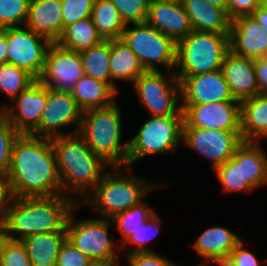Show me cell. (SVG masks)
<instances>
[{"label":"cell","instance_id":"obj_1","mask_svg":"<svg viewBox=\"0 0 267 266\" xmlns=\"http://www.w3.org/2000/svg\"><path fill=\"white\" fill-rule=\"evenodd\" d=\"M6 175L14 197L68 195L62 192L50 138L20 134Z\"/></svg>","mask_w":267,"mask_h":266},{"label":"cell","instance_id":"obj_2","mask_svg":"<svg viewBox=\"0 0 267 266\" xmlns=\"http://www.w3.org/2000/svg\"><path fill=\"white\" fill-rule=\"evenodd\" d=\"M74 196L14 197L3 221L5 238L21 241L34 234L66 231ZM19 234L17 237L16 235Z\"/></svg>","mask_w":267,"mask_h":266},{"label":"cell","instance_id":"obj_3","mask_svg":"<svg viewBox=\"0 0 267 266\" xmlns=\"http://www.w3.org/2000/svg\"><path fill=\"white\" fill-rule=\"evenodd\" d=\"M51 143L62 191L69 186L87 197L89 190L101 181L104 168L110 165L96 155L78 133L51 138Z\"/></svg>","mask_w":267,"mask_h":266},{"label":"cell","instance_id":"obj_4","mask_svg":"<svg viewBox=\"0 0 267 266\" xmlns=\"http://www.w3.org/2000/svg\"><path fill=\"white\" fill-rule=\"evenodd\" d=\"M121 112L114 102L83 111L78 134L111 167H128V142L121 144Z\"/></svg>","mask_w":267,"mask_h":266},{"label":"cell","instance_id":"obj_5","mask_svg":"<svg viewBox=\"0 0 267 266\" xmlns=\"http://www.w3.org/2000/svg\"><path fill=\"white\" fill-rule=\"evenodd\" d=\"M229 51V34L193 30L177 42L175 72L179 82L185 77L220 70Z\"/></svg>","mask_w":267,"mask_h":266},{"label":"cell","instance_id":"obj_6","mask_svg":"<svg viewBox=\"0 0 267 266\" xmlns=\"http://www.w3.org/2000/svg\"><path fill=\"white\" fill-rule=\"evenodd\" d=\"M112 171H104L101 181L93 189L92 197H85L80 203L91 205L102 218L111 219L114 215L129 210L142 202V199L150 190L160 189L159 186L146 184L143 179L121 174V169L128 167H110ZM121 168V169H120ZM120 173V174H119ZM104 216V217H103Z\"/></svg>","mask_w":267,"mask_h":266},{"label":"cell","instance_id":"obj_7","mask_svg":"<svg viewBox=\"0 0 267 266\" xmlns=\"http://www.w3.org/2000/svg\"><path fill=\"white\" fill-rule=\"evenodd\" d=\"M184 115L152 116L128 142V167L150 154H165L183 141Z\"/></svg>","mask_w":267,"mask_h":266},{"label":"cell","instance_id":"obj_8","mask_svg":"<svg viewBox=\"0 0 267 266\" xmlns=\"http://www.w3.org/2000/svg\"><path fill=\"white\" fill-rule=\"evenodd\" d=\"M125 27L121 39L136 54L146 71H159L158 64L168 70L176 66L177 43L147 22ZM156 64V65H155Z\"/></svg>","mask_w":267,"mask_h":266},{"label":"cell","instance_id":"obj_9","mask_svg":"<svg viewBox=\"0 0 267 266\" xmlns=\"http://www.w3.org/2000/svg\"><path fill=\"white\" fill-rule=\"evenodd\" d=\"M66 224V239L93 262L118 264L114 241L108 234L110 219L98 218L75 222L73 211Z\"/></svg>","mask_w":267,"mask_h":266},{"label":"cell","instance_id":"obj_10","mask_svg":"<svg viewBox=\"0 0 267 266\" xmlns=\"http://www.w3.org/2000/svg\"><path fill=\"white\" fill-rule=\"evenodd\" d=\"M166 79L159 71H146L132 84L152 116L183 115L179 100L181 86L175 73L169 72Z\"/></svg>","mask_w":267,"mask_h":266},{"label":"cell","instance_id":"obj_11","mask_svg":"<svg viewBox=\"0 0 267 266\" xmlns=\"http://www.w3.org/2000/svg\"><path fill=\"white\" fill-rule=\"evenodd\" d=\"M7 63L29 72L36 80L41 76L48 47L52 42L28 27L6 28Z\"/></svg>","mask_w":267,"mask_h":266},{"label":"cell","instance_id":"obj_12","mask_svg":"<svg viewBox=\"0 0 267 266\" xmlns=\"http://www.w3.org/2000/svg\"><path fill=\"white\" fill-rule=\"evenodd\" d=\"M83 110L69 92H57L47 87V101L38 126L30 133L33 136L54 138L66 135L59 128L76 125L73 134L79 132ZM60 130V131H59Z\"/></svg>","mask_w":267,"mask_h":266},{"label":"cell","instance_id":"obj_13","mask_svg":"<svg viewBox=\"0 0 267 266\" xmlns=\"http://www.w3.org/2000/svg\"><path fill=\"white\" fill-rule=\"evenodd\" d=\"M182 140L188 147L212 161V171L231 159L236 148L243 142L241 131L205 128H183Z\"/></svg>","mask_w":267,"mask_h":266},{"label":"cell","instance_id":"obj_14","mask_svg":"<svg viewBox=\"0 0 267 266\" xmlns=\"http://www.w3.org/2000/svg\"><path fill=\"white\" fill-rule=\"evenodd\" d=\"M84 75L79 52L52 43L47 50L44 69L39 81L57 92H71Z\"/></svg>","mask_w":267,"mask_h":266},{"label":"cell","instance_id":"obj_15","mask_svg":"<svg viewBox=\"0 0 267 266\" xmlns=\"http://www.w3.org/2000/svg\"><path fill=\"white\" fill-rule=\"evenodd\" d=\"M183 128L241 131L240 101L181 105Z\"/></svg>","mask_w":267,"mask_h":266},{"label":"cell","instance_id":"obj_16","mask_svg":"<svg viewBox=\"0 0 267 266\" xmlns=\"http://www.w3.org/2000/svg\"><path fill=\"white\" fill-rule=\"evenodd\" d=\"M15 107H2L0 114L8 120L20 134H30L39 124L47 101V87L36 80L15 99Z\"/></svg>","mask_w":267,"mask_h":266},{"label":"cell","instance_id":"obj_17","mask_svg":"<svg viewBox=\"0 0 267 266\" xmlns=\"http://www.w3.org/2000/svg\"><path fill=\"white\" fill-rule=\"evenodd\" d=\"M180 105H198L234 99L222 70L185 77L181 82Z\"/></svg>","mask_w":267,"mask_h":266},{"label":"cell","instance_id":"obj_18","mask_svg":"<svg viewBox=\"0 0 267 266\" xmlns=\"http://www.w3.org/2000/svg\"><path fill=\"white\" fill-rule=\"evenodd\" d=\"M229 50L251 59L267 56V30L252 15L232 19Z\"/></svg>","mask_w":267,"mask_h":266},{"label":"cell","instance_id":"obj_19","mask_svg":"<svg viewBox=\"0 0 267 266\" xmlns=\"http://www.w3.org/2000/svg\"><path fill=\"white\" fill-rule=\"evenodd\" d=\"M146 22L176 43L193 31L181 1L151 0Z\"/></svg>","mask_w":267,"mask_h":266},{"label":"cell","instance_id":"obj_20","mask_svg":"<svg viewBox=\"0 0 267 266\" xmlns=\"http://www.w3.org/2000/svg\"><path fill=\"white\" fill-rule=\"evenodd\" d=\"M234 99L243 101L259 95V88L254 70V59L233 54H225L221 67Z\"/></svg>","mask_w":267,"mask_h":266},{"label":"cell","instance_id":"obj_21","mask_svg":"<svg viewBox=\"0 0 267 266\" xmlns=\"http://www.w3.org/2000/svg\"><path fill=\"white\" fill-rule=\"evenodd\" d=\"M61 0H30L25 26L55 43L62 34Z\"/></svg>","mask_w":267,"mask_h":266},{"label":"cell","instance_id":"obj_22","mask_svg":"<svg viewBox=\"0 0 267 266\" xmlns=\"http://www.w3.org/2000/svg\"><path fill=\"white\" fill-rule=\"evenodd\" d=\"M193 30L229 34L232 19L227 10L209 5L205 0H181Z\"/></svg>","mask_w":267,"mask_h":266},{"label":"cell","instance_id":"obj_23","mask_svg":"<svg viewBox=\"0 0 267 266\" xmlns=\"http://www.w3.org/2000/svg\"><path fill=\"white\" fill-rule=\"evenodd\" d=\"M241 240V237L226 227H209L194 242V248L206 262L220 265Z\"/></svg>","mask_w":267,"mask_h":266},{"label":"cell","instance_id":"obj_24","mask_svg":"<svg viewBox=\"0 0 267 266\" xmlns=\"http://www.w3.org/2000/svg\"><path fill=\"white\" fill-rule=\"evenodd\" d=\"M232 159L241 164L243 183H248L253 189L267 183V155L258 142L243 141Z\"/></svg>","mask_w":267,"mask_h":266},{"label":"cell","instance_id":"obj_25","mask_svg":"<svg viewBox=\"0 0 267 266\" xmlns=\"http://www.w3.org/2000/svg\"><path fill=\"white\" fill-rule=\"evenodd\" d=\"M241 138L258 142L267 138V96L259 94L240 102Z\"/></svg>","mask_w":267,"mask_h":266},{"label":"cell","instance_id":"obj_26","mask_svg":"<svg viewBox=\"0 0 267 266\" xmlns=\"http://www.w3.org/2000/svg\"><path fill=\"white\" fill-rule=\"evenodd\" d=\"M66 240V231L34 234L23 238L32 266H56L57 256Z\"/></svg>","mask_w":267,"mask_h":266},{"label":"cell","instance_id":"obj_27","mask_svg":"<svg viewBox=\"0 0 267 266\" xmlns=\"http://www.w3.org/2000/svg\"><path fill=\"white\" fill-rule=\"evenodd\" d=\"M79 107L85 111L112 105L117 92L107 83L83 75L70 92Z\"/></svg>","mask_w":267,"mask_h":266},{"label":"cell","instance_id":"obj_28","mask_svg":"<svg viewBox=\"0 0 267 266\" xmlns=\"http://www.w3.org/2000/svg\"><path fill=\"white\" fill-rule=\"evenodd\" d=\"M146 70L137 58L136 54L123 42V40H111L110 73L111 87L117 92L113 80H130L131 83Z\"/></svg>","mask_w":267,"mask_h":266},{"label":"cell","instance_id":"obj_29","mask_svg":"<svg viewBox=\"0 0 267 266\" xmlns=\"http://www.w3.org/2000/svg\"><path fill=\"white\" fill-rule=\"evenodd\" d=\"M102 40L103 38L98 33L90 17L78 20L65 27L55 43L67 50L81 52L100 43Z\"/></svg>","mask_w":267,"mask_h":266},{"label":"cell","instance_id":"obj_30","mask_svg":"<svg viewBox=\"0 0 267 266\" xmlns=\"http://www.w3.org/2000/svg\"><path fill=\"white\" fill-rule=\"evenodd\" d=\"M91 18L103 40L120 39L126 27L111 0H95Z\"/></svg>","mask_w":267,"mask_h":266},{"label":"cell","instance_id":"obj_31","mask_svg":"<svg viewBox=\"0 0 267 266\" xmlns=\"http://www.w3.org/2000/svg\"><path fill=\"white\" fill-rule=\"evenodd\" d=\"M79 53L82 60L83 73L111 86V40H102L100 43Z\"/></svg>","mask_w":267,"mask_h":266},{"label":"cell","instance_id":"obj_32","mask_svg":"<svg viewBox=\"0 0 267 266\" xmlns=\"http://www.w3.org/2000/svg\"><path fill=\"white\" fill-rule=\"evenodd\" d=\"M145 205L144 202H140L129 210L120 212L110 219V221L115 223L122 235V242L135 235V232L154 214V210Z\"/></svg>","mask_w":267,"mask_h":266},{"label":"cell","instance_id":"obj_33","mask_svg":"<svg viewBox=\"0 0 267 266\" xmlns=\"http://www.w3.org/2000/svg\"><path fill=\"white\" fill-rule=\"evenodd\" d=\"M35 81L26 70L9 63L0 64V92H6L12 101Z\"/></svg>","mask_w":267,"mask_h":266},{"label":"cell","instance_id":"obj_34","mask_svg":"<svg viewBox=\"0 0 267 266\" xmlns=\"http://www.w3.org/2000/svg\"><path fill=\"white\" fill-rule=\"evenodd\" d=\"M30 0H0V29L25 26Z\"/></svg>","mask_w":267,"mask_h":266},{"label":"cell","instance_id":"obj_35","mask_svg":"<svg viewBox=\"0 0 267 266\" xmlns=\"http://www.w3.org/2000/svg\"><path fill=\"white\" fill-rule=\"evenodd\" d=\"M213 171H216L219 182L222 183L225 192L253 191V188L248 183H243L241 164H237L232 158Z\"/></svg>","mask_w":267,"mask_h":266},{"label":"cell","instance_id":"obj_36","mask_svg":"<svg viewBox=\"0 0 267 266\" xmlns=\"http://www.w3.org/2000/svg\"><path fill=\"white\" fill-rule=\"evenodd\" d=\"M125 25L146 22L151 0H111Z\"/></svg>","mask_w":267,"mask_h":266},{"label":"cell","instance_id":"obj_37","mask_svg":"<svg viewBox=\"0 0 267 266\" xmlns=\"http://www.w3.org/2000/svg\"><path fill=\"white\" fill-rule=\"evenodd\" d=\"M20 133L0 114V174H7L15 140Z\"/></svg>","mask_w":267,"mask_h":266},{"label":"cell","instance_id":"obj_38","mask_svg":"<svg viewBox=\"0 0 267 266\" xmlns=\"http://www.w3.org/2000/svg\"><path fill=\"white\" fill-rule=\"evenodd\" d=\"M0 266H32L21 241L4 238L0 246Z\"/></svg>","mask_w":267,"mask_h":266},{"label":"cell","instance_id":"obj_39","mask_svg":"<svg viewBox=\"0 0 267 266\" xmlns=\"http://www.w3.org/2000/svg\"><path fill=\"white\" fill-rule=\"evenodd\" d=\"M159 222L160 220L154 212V214L147 220V222L135 232V235L130 236L124 242L126 245H128V243L129 245H138V247L134 248L129 253L154 252L152 249L146 247V244L150 240H152L157 235V233H159Z\"/></svg>","mask_w":267,"mask_h":266},{"label":"cell","instance_id":"obj_40","mask_svg":"<svg viewBox=\"0 0 267 266\" xmlns=\"http://www.w3.org/2000/svg\"><path fill=\"white\" fill-rule=\"evenodd\" d=\"M95 0H61L62 31L78 20L90 18Z\"/></svg>","mask_w":267,"mask_h":266},{"label":"cell","instance_id":"obj_41","mask_svg":"<svg viewBox=\"0 0 267 266\" xmlns=\"http://www.w3.org/2000/svg\"><path fill=\"white\" fill-rule=\"evenodd\" d=\"M92 262L66 239L57 256L56 266H89Z\"/></svg>","mask_w":267,"mask_h":266},{"label":"cell","instance_id":"obj_42","mask_svg":"<svg viewBox=\"0 0 267 266\" xmlns=\"http://www.w3.org/2000/svg\"><path fill=\"white\" fill-rule=\"evenodd\" d=\"M243 246L244 243L241 240L219 266H260V260Z\"/></svg>","mask_w":267,"mask_h":266},{"label":"cell","instance_id":"obj_43","mask_svg":"<svg viewBox=\"0 0 267 266\" xmlns=\"http://www.w3.org/2000/svg\"><path fill=\"white\" fill-rule=\"evenodd\" d=\"M129 266H178L155 252L128 253Z\"/></svg>","mask_w":267,"mask_h":266},{"label":"cell","instance_id":"obj_44","mask_svg":"<svg viewBox=\"0 0 267 266\" xmlns=\"http://www.w3.org/2000/svg\"><path fill=\"white\" fill-rule=\"evenodd\" d=\"M259 7V0H228L227 12L231 19L251 15Z\"/></svg>","mask_w":267,"mask_h":266},{"label":"cell","instance_id":"obj_45","mask_svg":"<svg viewBox=\"0 0 267 266\" xmlns=\"http://www.w3.org/2000/svg\"><path fill=\"white\" fill-rule=\"evenodd\" d=\"M14 199L11 184L6 174H0V224L10 208L9 203ZM9 206V207H8Z\"/></svg>","mask_w":267,"mask_h":266},{"label":"cell","instance_id":"obj_46","mask_svg":"<svg viewBox=\"0 0 267 266\" xmlns=\"http://www.w3.org/2000/svg\"><path fill=\"white\" fill-rule=\"evenodd\" d=\"M254 70L259 94L267 93V56L254 59Z\"/></svg>","mask_w":267,"mask_h":266},{"label":"cell","instance_id":"obj_47","mask_svg":"<svg viewBox=\"0 0 267 266\" xmlns=\"http://www.w3.org/2000/svg\"><path fill=\"white\" fill-rule=\"evenodd\" d=\"M7 40H6V28L0 29V64L7 63Z\"/></svg>","mask_w":267,"mask_h":266},{"label":"cell","instance_id":"obj_48","mask_svg":"<svg viewBox=\"0 0 267 266\" xmlns=\"http://www.w3.org/2000/svg\"><path fill=\"white\" fill-rule=\"evenodd\" d=\"M251 15L267 30V9L258 7Z\"/></svg>","mask_w":267,"mask_h":266},{"label":"cell","instance_id":"obj_49","mask_svg":"<svg viewBox=\"0 0 267 266\" xmlns=\"http://www.w3.org/2000/svg\"><path fill=\"white\" fill-rule=\"evenodd\" d=\"M209 5L219 7L221 9L227 10L228 0H205Z\"/></svg>","mask_w":267,"mask_h":266},{"label":"cell","instance_id":"obj_50","mask_svg":"<svg viewBox=\"0 0 267 266\" xmlns=\"http://www.w3.org/2000/svg\"><path fill=\"white\" fill-rule=\"evenodd\" d=\"M113 264H109L106 262H92L89 266H112Z\"/></svg>","mask_w":267,"mask_h":266},{"label":"cell","instance_id":"obj_51","mask_svg":"<svg viewBox=\"0 0 267 266\" xmlns=\"http://www.w3.org/2000/svg\"><path fill=\"white\" fill-rule=\"evenodd\" d=\"M4 238H5L4 228H3V225L0 224V246H1V243L4 240Z\"/></svg>","mask_w":267,"mask_h":266},{"label":"cell","instance_id":"obj_52","mask_svg":"<svg viewBox=\"0 0 267 266\" xmlns=\"http://www.w3.org/2000/svg\"><path fill=\"white\" fill-rule=\"evenodd\" d=\"M259 7L267 9V0H259Z\"/></svg>","mask_w":267,"mask_h":266},{"label":"cell","instance_id":"obj_53","mask_svg":"<svg viewBox=\"0 0 267 266\" xmlns=\"http://www.w3.org/2000/svg\"><path fill=\"white\" fill-rule=\"evenodd\" d=\"M206 264V262L205 263H201L200 265H198V266H207V264ZM209 266H211V265H209Z\"/></svg>","mask_w":267,"mask_h":266},{"label":"cell","instance_id":"obj_54","mask_svg":"<svg viewBox=\"0 0 267 266\" xmlns=\"http://www.w3.org/2000/svg\"><path fill=\"white\" fill-rule=\"evenodd\" d=\"M162 1H181V0H162Z\"/></svg>","mask_w":267,"mask_h":266}]
</instances>
